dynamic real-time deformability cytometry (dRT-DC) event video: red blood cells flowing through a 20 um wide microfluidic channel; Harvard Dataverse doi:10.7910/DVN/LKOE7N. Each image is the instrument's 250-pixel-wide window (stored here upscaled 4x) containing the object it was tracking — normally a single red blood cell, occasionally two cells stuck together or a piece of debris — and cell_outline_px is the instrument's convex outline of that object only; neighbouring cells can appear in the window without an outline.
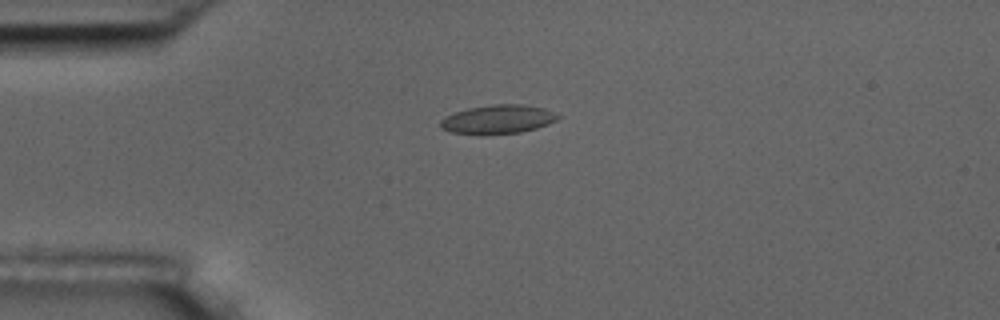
{"species": "common noctule bat (a hibernating species)", "species_latin": "Nyctalus noctula", "temperature_condition": "room temperature", "stored_images_in_passage": 8, "camera_frame_rate_fps": 3000, "um_per_image_px": 0.085, "animal": {"sex": "male", "body_mass_g": 17.5, "forearm_length_mm": 52.3}, "frame": {"image": 1, "passage_image": 4, "time_ms": 3.333, "image_size_px": [1000, 320], "cell_outline_px": [[560, 116], [556, 120], [548, 124], [536, 128], [520, 132], [452, 132], [440, 128], [440, 120], [444, 116], [468, 108], [492, 104], [520, 104], [544, 108]], "centroid_in_image_um": [42.32, 10.1], "position_along_channel_um": 42.7, "area_um2": 18.96}}
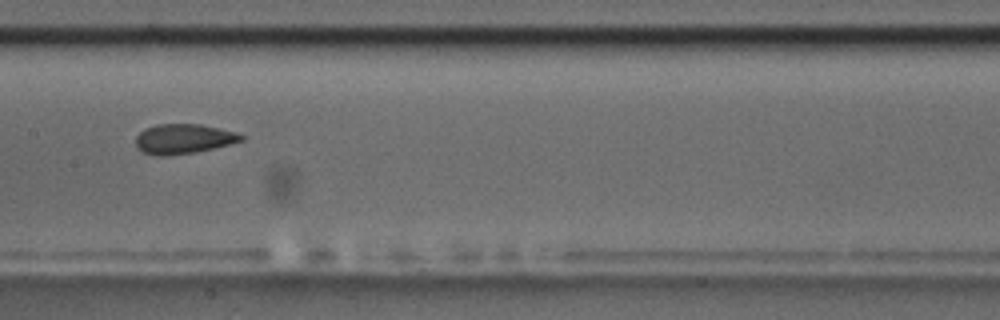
{"frame": {"image": 2, "passage_image": 8, "time_ms": 8.0, "image_size_px": [1000, 320], "cell_outline_px": [[244, 140], [196, 152], [164, 156], [160, 156], [144, 152], [136, 144], [136, 136], [144, 128], [156, 124], [200, 124], [236, 132], [244, 136]], "centroid_in_image_um": [15.59, 11.79], "position_along_channel_um": 191.8, "area_um2": 18.09}}